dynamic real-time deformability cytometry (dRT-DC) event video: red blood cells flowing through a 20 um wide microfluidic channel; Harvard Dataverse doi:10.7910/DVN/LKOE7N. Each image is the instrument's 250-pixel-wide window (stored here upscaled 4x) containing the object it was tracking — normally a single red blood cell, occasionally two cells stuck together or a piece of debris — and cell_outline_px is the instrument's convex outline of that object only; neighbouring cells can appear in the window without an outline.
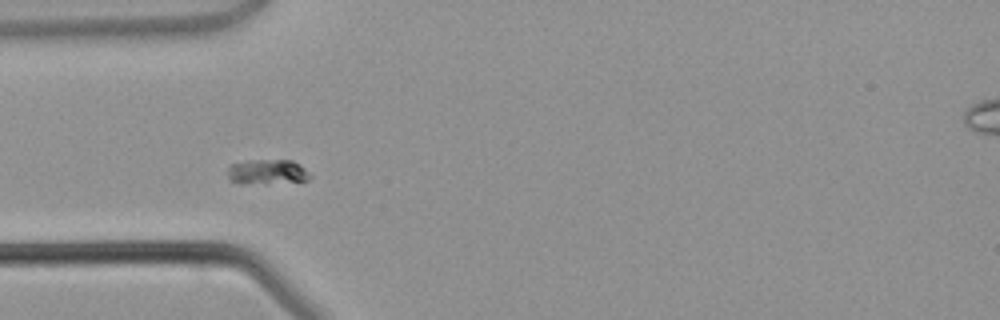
{"species": "common noctule bat (a hibernating species)", "species_latin": "Nyctalus noctula", "temperature_condition": "warm", "stored_images_in_passage": 6, "camera_frame_rate_fps": 3000, "um_per_image_px": 0.085, "animal": {"sex": "male", "body_mass_g": 21.5, "forearm_length_mm": 52.0}, "frame": {"image": 1, "passage_image": 5, "time_ms": 4.667, "image_size_px": [1000, 320], "cell_outline_px": [[312, 176], [308, 180], [268, 184], [240, 184], [228, 180], [228, 168], [232, 164], [248, 160], [292, 160], [300, 164]], "centroid_in_image_um": [22.7, 14.63], "position_along_channel_um": 62.3, "area_um2": 12.25}}
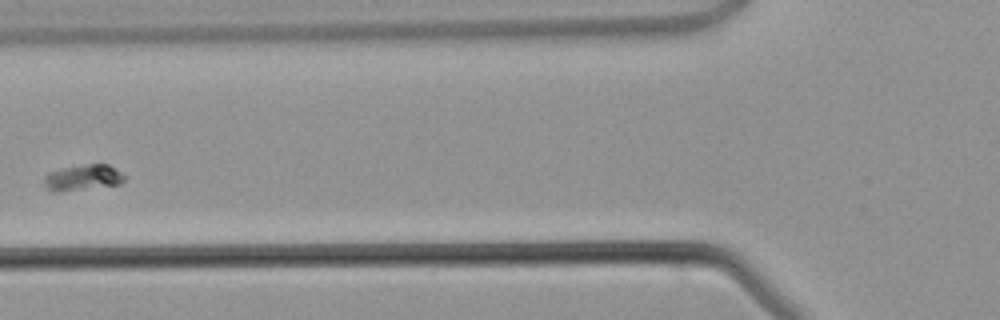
{"frame": {"image": 2, "passage_image": 6, "time_ms": 6.0, "image_size_px": [1000, 320], "cell_outline_px": [[124, 180], [120, 184], [60, 192], [52, 192], [44, 184], [44, 176], [48, 172], [60, 168], [88, 164], [108, 164], [124, 176]], "centroid_in_image_um": [6.99, 15.1], "position_along_channel_um": 118.8, "area_um2": 12.02}}